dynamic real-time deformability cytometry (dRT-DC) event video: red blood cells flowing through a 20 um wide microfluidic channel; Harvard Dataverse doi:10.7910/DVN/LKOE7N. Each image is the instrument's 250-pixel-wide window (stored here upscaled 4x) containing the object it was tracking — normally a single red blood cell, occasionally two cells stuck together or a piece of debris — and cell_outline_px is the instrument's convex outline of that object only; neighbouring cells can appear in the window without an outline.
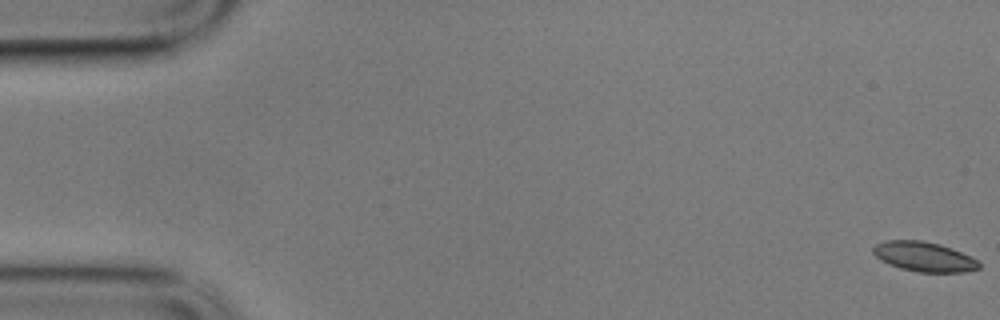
{"species": "common noctule bat (a hibernating species)", "species_latin": "Nyctalus noctula", "temperature_condition": "cold", "stored_images_in_passage": 12, "camera_frame_rate_fps": 3000, "um_per_image_px": 0.085, "animal": {"sex": "male", "body_mass_g": 17.9}, "frame": {"image": 1, "passage_image": 1, "time_ms": 0.0, "image_size_px": [1000, 320], "cell_outline_px": [[980, 268], [964, 272], [920, 272], [900, 268], [888, 264], [880, 260], [872, 252], [872, 248], [876, 244], [884, 240], [920, 240], [940, 244], [972, 256], [980, 264]], "centroid_in_image_um": [78.52, 21.81], "position_along_channel_um": 6.5, "area_um2": 18.38}}